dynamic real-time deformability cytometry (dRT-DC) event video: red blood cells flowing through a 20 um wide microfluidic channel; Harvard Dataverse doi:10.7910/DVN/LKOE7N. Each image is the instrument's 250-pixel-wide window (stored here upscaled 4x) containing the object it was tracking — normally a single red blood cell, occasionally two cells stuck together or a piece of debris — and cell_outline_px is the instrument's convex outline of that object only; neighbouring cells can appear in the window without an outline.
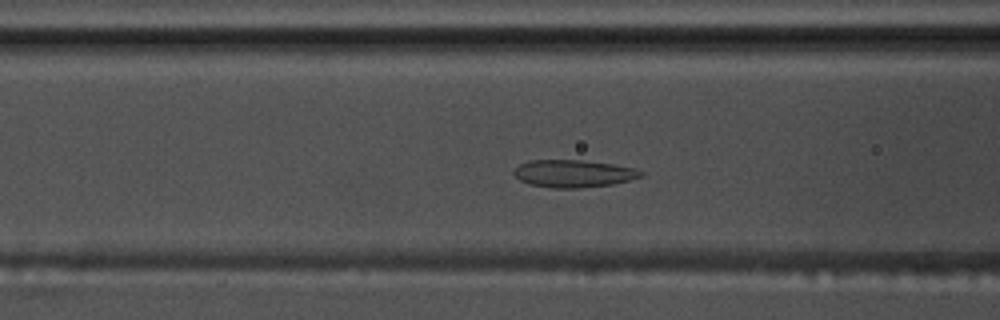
{"species": "common noctule bat (a hibernating species)", "species_latin": "Nyctalus noctula", "temperature_condition": "warm", "stored_images_in_passage": 54, "camera_frame_rate_fps": 3000, "um_per_image_px": 0.085, "animal": {"sex": "male", "body_mass_g": 17.5, "forearm_length_mm": 52.3}, "frame": {"image": 1, "passage_image": 19, "time_ms": 6.0, "image_size_px": [1000, 320], "cell_outline_px": [[644, 176], [612, 184], [576, 188], [552, 188], [528, 184], [520, 180], [512, 172], [520, 164], [528, 160], [580, 160], [612, 164], [636, 168], [644, 172]], "centroid_in_image_um": [48.74, 14.75], "position_along_channel_um": 117.9, "area_um2": 20.29}}
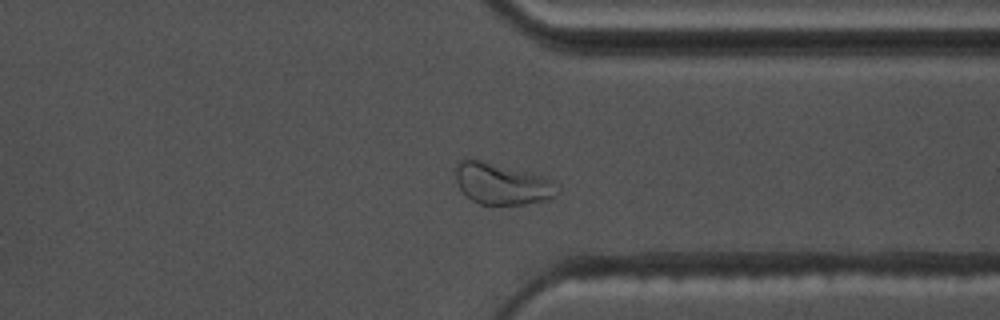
{"frame": {"image": 2, "passage_image": 40, "time_ms": 13.0, "image_size_px": [1000, 320], "cell_outline_px": [[560, 192], [556, 196], [548, 200], [524, 204], [480, 204], [464, 196], [456, 180], [452, 168], [456, 160], [464, 156], [480, 160], [540, 176], [552, 180]], "centroid_in_image_um": [42.56, 15.61], "position_along_channel_um": 368.8, "area_um2": 24.8}}
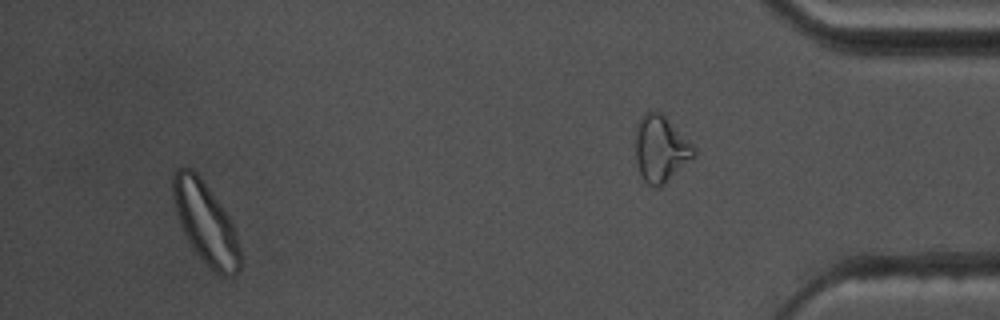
{"frame": {"image": 3, "passage_image": 50, "time_ms": 16.333, "image_size_px": [1000, 320], "cell_outline_px": [[244, 264], [232, 276], [224, 276], [216, 272], [196, 252], [188, 240], [180, 224], [176, 212], [172, 192], [172, 176], [180, 168], [192, 168], [200, 176], [220, 204], [228, 216], [232, 224], [240, 248]], "centroid_in_image_um": [17.49, 18.95], "position_along_channel_um": 417.7, "area_um2": 31.39}, "authors_computed_cell_mechanics": {"area_um2": 22.5998, "velocity_mm_per_s": 3.6008, "shape_relaxation_time_tau1_ms": 6.1665, "shape_relaxation_time_tau2_ms": 3.422, "deformation_change_tau1": 0.0899, "deformation_change_tau2": 0.0686}}